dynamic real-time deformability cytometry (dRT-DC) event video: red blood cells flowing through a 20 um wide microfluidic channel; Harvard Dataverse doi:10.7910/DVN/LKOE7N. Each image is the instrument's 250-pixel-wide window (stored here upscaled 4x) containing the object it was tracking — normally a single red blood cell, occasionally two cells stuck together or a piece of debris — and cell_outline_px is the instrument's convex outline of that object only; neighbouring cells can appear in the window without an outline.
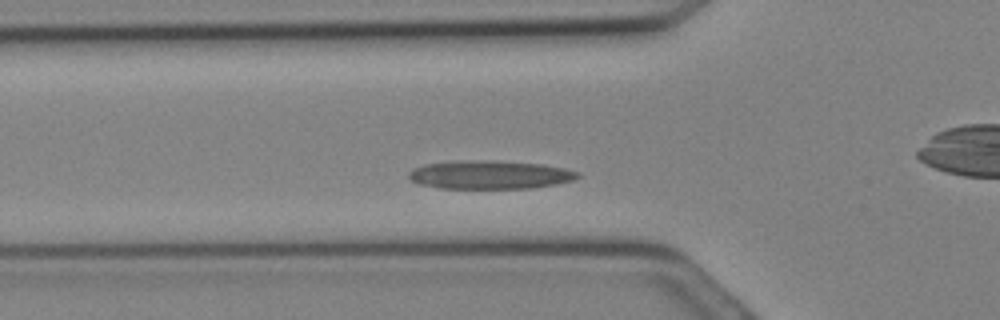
{"species": "Egyptian fruit bat (a non-hibernating species)", "species_latin": "Rousettus aegyptiacus", "temperature_condition": "cold", "stored_images_in_passage": 21, "camera_frame_rate_fps": 3000, "um_per_image_px": 0.085, "animal": {"sex": "female"}, "frame": {"image": 1, "passage_image": 5, "time_ms": 1.333, "image_size_px": [1000, 320], "cell_outline_px": [[580, 176], [572, 180], [556, 184], [532, 188], [440, 188], [420, 184], [412, 180], [408, 176], [408, 172], [412, 168], [424, 164], [468, 160], [492, 160], [540, 164], [564, 168], [580, 172]], "centroid_in_image_um": [41.63, 14.85], "position_along_channel_um": 84.2, "area_um2": 27.92}}
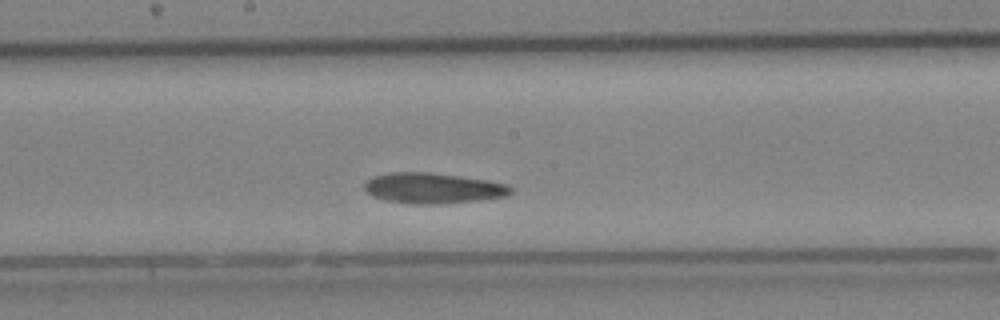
{"frame": {"image": 2, "passage_image": 11, "time_ms": 3.333, "image_size_px": [1000, 320], "cell_outline_px": [[512, 192], [508, 196], [476, 200], [440, 204], [416, 204], [384, 200], [372, 196], [364, 188], [364, 184], [372, 176], [392, 172], [428, 172], [488, 180], [508, 184], [512, 188]], "centroid_in_image_um": [36.8, 15.99], "position_along_channel_um": 211.4, "area_um2": 26.01}}
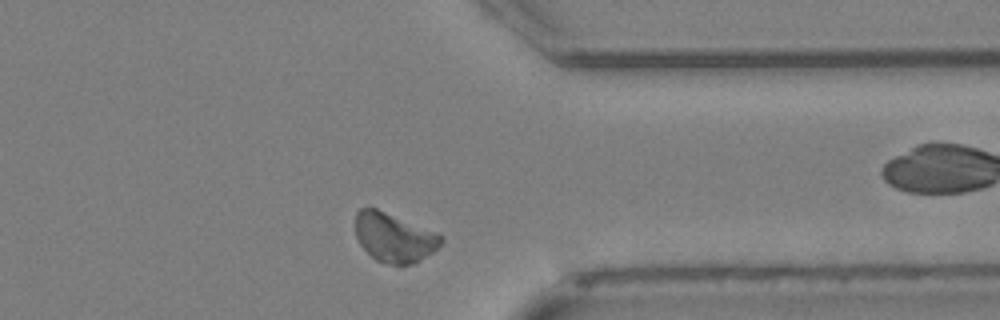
{"frame": {"image": 3, "passage_image": 19, "time_ms": 6.0, "image_size_px": [1000, 320], "cell_outline_px": [[444, 240], [432, 252], [416, 264], [388, 264], [376, 260], [360, 244], [356, 236], [356, 212], [360, 208], [376, 208], [436, 232], [444, 236]], "centroid_in_image_um": [33.51, 20.19], "position_along_channel_um": 377.9, "area_um2": 24.33}}